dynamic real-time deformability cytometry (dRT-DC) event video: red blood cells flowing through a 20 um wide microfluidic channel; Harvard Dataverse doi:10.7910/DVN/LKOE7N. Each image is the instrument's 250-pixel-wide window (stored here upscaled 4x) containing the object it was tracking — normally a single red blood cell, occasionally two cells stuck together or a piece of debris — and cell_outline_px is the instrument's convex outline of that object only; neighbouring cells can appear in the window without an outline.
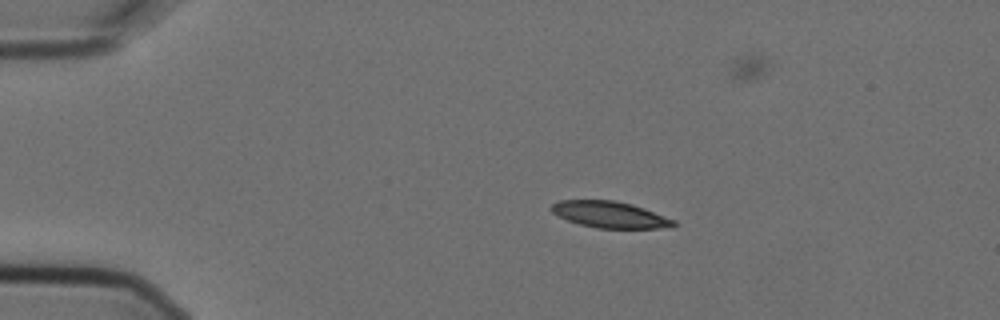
{"species": "Egyptian fruit bat (a non-hibernating species)", "species_latin": "Rousettus aegyptiacus", "temperature_condition": "cold", "stored_images_in_passage": 4, "camera_frame_rate_fps": 3000, "um_per_image_px": 0.085, "animal": {"sex": "female"}, "frame": {"image": 1, "passage_image": 1, "time_ms": 0.0, "image_size_px": [1000, 320], "cell_outline_px": [[676, 224], [672, 228], [596, 228], [580, 224], [568, 220], [552, 212], [548, 208], [552, 204], [560, 200], [616, 200], [632, 204], [644, 208], [676, 220]], "centroid_in_image_um": [51.87, 18.24], "position_along_channel_um": 33.1, "area_um2": 18.9}}
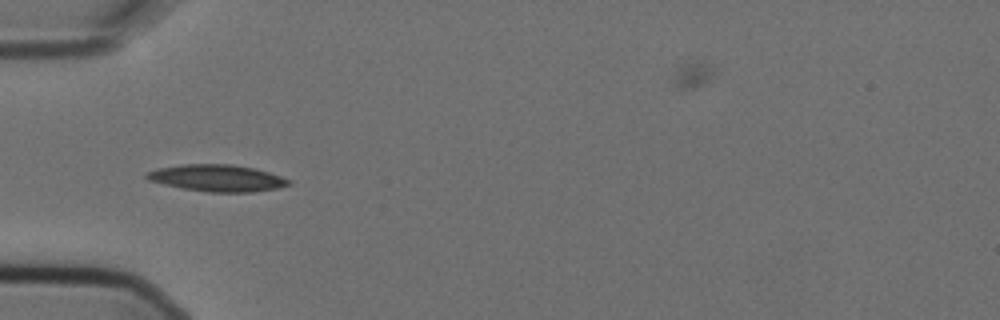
{"frame": {"image": 2, "passage_image": 3, "time_ms": 0.667, "image_size_px": [1000, 320], "cell_outline_px": [[292, 184], [276, 188], [252, 192], [208, 192], [180, 188], [148, 180], [144, 176], [148, 172], [156, 168], [180, 164], [228, 164], [252, 168], [268, 172], [292, 180]], "centroid_in_image_um": [18.43, 15.13], "position_along_channel_um": 66.6, "area_um2": 22.14}}
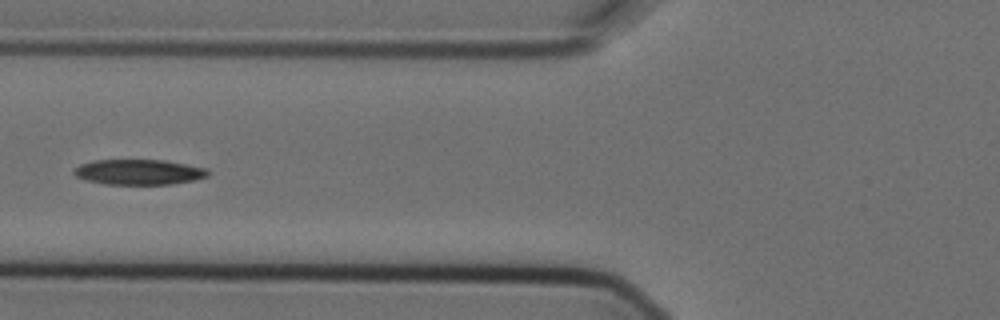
{"frame": {"image": 3, "passage_image": 4, "time_ms": 1.0, "image_size_px": [1000, 320], "cell_outline_px": [[208, 176], [192, 180], [168, 184], [104, 184], [88, 180], [76, 176], [72, 172], [72, 168], [80, 164], [92, 160], [164, 160], [204, 168], [208, 172]], "centroid_in_image_um": [11.71, 14.61], "position_along_channel_um": 114.1, "area_um2": 19.54}}